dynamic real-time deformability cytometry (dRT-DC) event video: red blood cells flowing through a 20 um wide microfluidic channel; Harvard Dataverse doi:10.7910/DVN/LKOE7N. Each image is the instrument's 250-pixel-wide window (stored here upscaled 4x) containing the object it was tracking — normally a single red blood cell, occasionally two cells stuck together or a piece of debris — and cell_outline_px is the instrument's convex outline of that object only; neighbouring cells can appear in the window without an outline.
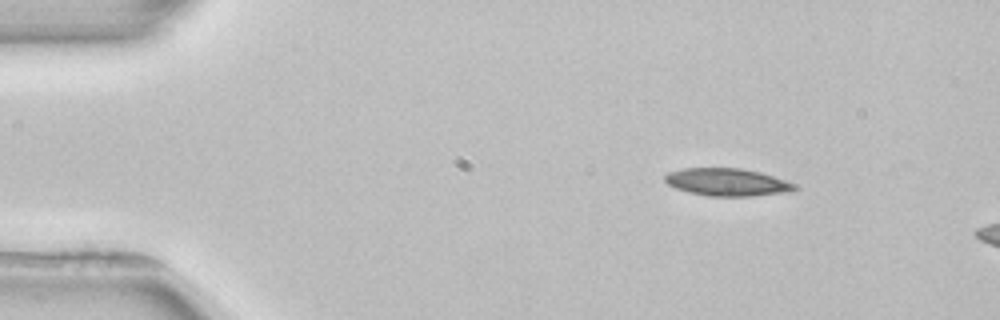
{"species": "common noctule bat (a hibernating species)", "species_latin": "Nyctalus noctula", "temperature_condition": "room temperature", "stored_images_in_passage": 3, "camera_frame_rate_fps": 3000, "um_per_image_px": 0.085, "animal": {"sex": "female", "body_mass_g": 22.7, "forearm_length_mm": 54.2}, "frame": {"image": 1, "passage_image": 1, "time_ms": 0.0, "image_size_px": [1000, 320], "cell_outline_px": [[800, 188], [788, 192], [752, 196], [708, 196], [688, 192], [676, 188], [668, 184], [664, 180], [664, 176], [668, 172], [684, 168], [740, 168], [760, 172], [796, 184]], "centroid_in_image_um": [61.81, 15.48], "position_along_channel_um": 23.2, "area_um2": 20.87}}